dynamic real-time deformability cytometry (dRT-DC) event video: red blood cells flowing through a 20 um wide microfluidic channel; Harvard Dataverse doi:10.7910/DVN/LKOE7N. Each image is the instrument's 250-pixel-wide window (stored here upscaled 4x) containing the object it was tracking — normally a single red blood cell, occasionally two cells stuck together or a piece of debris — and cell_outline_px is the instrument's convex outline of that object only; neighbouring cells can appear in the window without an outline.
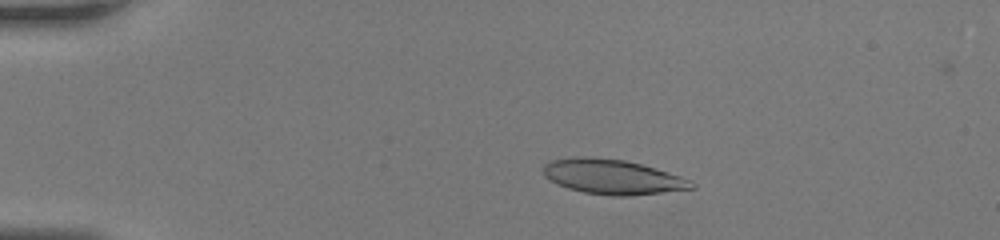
{"species": "human", "species_latin": "Homo sapiens", "temperature_condition": "room temperature", "stored_images_in_passage": 55, "camera_frame_rate_fps": 3000, "um_per_image_px": 0.085, "donor": {"sex": "female"}, "frame": {"image": 1, "passage_image": 12, "time_ms": 3.667, "image_size_px": [1000, 240], "cell_outline_px": [[696, 188], [628, 196], [612, 196], [584, 192], [568, 188], [556, 184], [544, 176], [544, 164], [548, 160], [576, 156], [588, 156], [624, 160], [656, 168], [692, 180], [696, 184]], "centroid_in_image_um": [52.05, 15.02], "position_along_channel_um": 33.0, "area_um2": 30.23}}
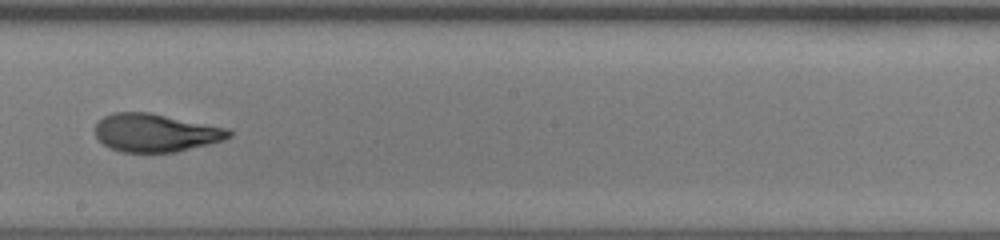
{"frame": {"image": 2, "passage_image": 33, "time_ms": 10.667, "image_size_px": [1000, 240], "cell_outline_px": [[232, 136], [224, 140], [176, 152], [120, 152], [108, 148], [96, 136], [96, 124], [104, 116], [112, 112], [152, 112], [228, 128], [232, 132]], "centroid_in_image_um": [13.24, 11.28], "position_along_channel_um": 235.0, "area_um2": 29.88}}
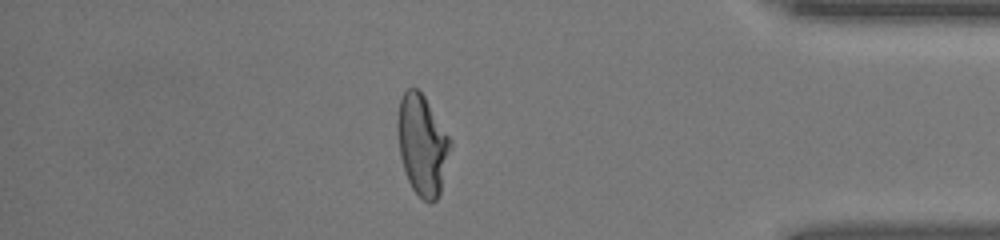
{"frame": {"image": 3, "passage_image": 48, "time_ms": 15.667, "image_size_px": [1000, 240], "cell_outline_px": [[452, 144], [440, 192], [436, 200], [432, 204], [428, 204], [412, 188], [408, 180], [400, 156], [396, 128], [396, 124], [400, 100], [404, 92], [408, 88], [416, 88], [424, 96], [452, 140]], "centroid_in_image_um": [35.89, 12.32], "position_along_channel_um": 399.3, "area_um2": 30.87}, "authors_computed_cell_mechanics": {"area_um2": 29.8826, "velocity_mm_per_s": 3.8514, "shape_relaxation_time_tau1_ms": 10.8413, "shape_relaxation_time_tau2_ms": 1.3465, "deformation_change_tau1": 0.3559, "deformation_change_tau2": 0.0769}}